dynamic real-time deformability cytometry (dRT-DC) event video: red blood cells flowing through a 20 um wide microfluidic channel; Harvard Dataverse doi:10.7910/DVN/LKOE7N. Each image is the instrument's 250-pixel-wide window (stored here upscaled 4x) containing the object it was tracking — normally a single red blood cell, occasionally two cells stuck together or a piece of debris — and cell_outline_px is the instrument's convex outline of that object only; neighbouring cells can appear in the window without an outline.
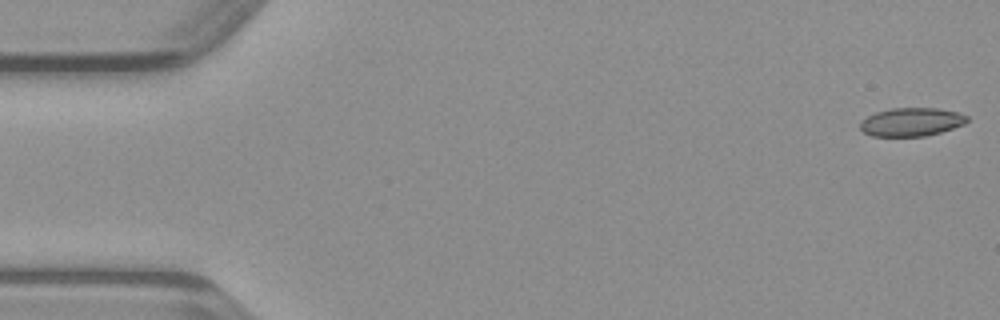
{"species": "common noctule bat (a hibernating species)", "species_latin": "Nyctalus noctula", "temperature_condition": "warm", "stored_images_in_passage": 9, "camera_frame_rate_fps": 3000, "um_per_image_px": 0.085, "animal": {"sex": "male", "body_mass_g": 23.1, "forearm_length_mm": 52.7}, "frame": {"image": 1, "passage_image": 1, "time_ms": 0.0, "image_size_px": [1000, 320], "cell_outline_px": [[968, 120], [964, 124], [940, 132], [924, 136], [872, 136], [864, 132], [860, 128], [860, 120], [876, 112], [892, 108], [936, 108], [960, 112], [968, 116]], "centroid_in_image_um": [77.47, 10.36], "position_along_channel_um": 7.5, "area_um2": 17.69}}